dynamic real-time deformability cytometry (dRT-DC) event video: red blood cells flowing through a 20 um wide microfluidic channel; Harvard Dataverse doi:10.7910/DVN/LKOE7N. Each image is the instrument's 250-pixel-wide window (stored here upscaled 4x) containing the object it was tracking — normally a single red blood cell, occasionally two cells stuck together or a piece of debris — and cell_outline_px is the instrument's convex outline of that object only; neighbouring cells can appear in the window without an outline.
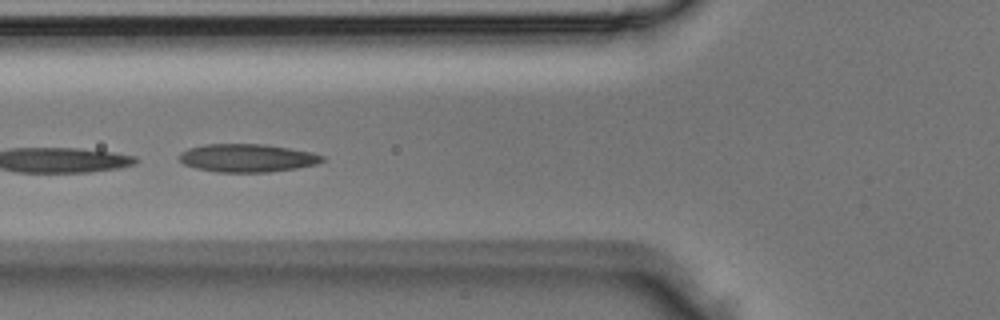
{"species": "Egyptian fruit bat (a non-hibernating species)", "species_latin": "Rousettus aegyptiacus", "temperature_condition": "room temperature", "stored_images_in_passage": 4, "camera_frame_rate_fps": 3000, "um_per_image_px": 0.085, "animal": {"sex": "male"}, "frame": {"image": 1, "passage_image": 4, "time_ms": 1.0, "image_size_px": [1000, 320], "cell_outline_px": [[324, 160], [316, 164], [296, 168], [268, 172], [216, 172], [196, 168], [184, 164], [180, 160], [180, 152], [188, 148], [204, 144], [264, 144], [312, 152], [324, 156]], "centroid_in_image_um": [21.0, 13.42], "position_along_channel_um": 104.8, "area_um2": 23.35}}